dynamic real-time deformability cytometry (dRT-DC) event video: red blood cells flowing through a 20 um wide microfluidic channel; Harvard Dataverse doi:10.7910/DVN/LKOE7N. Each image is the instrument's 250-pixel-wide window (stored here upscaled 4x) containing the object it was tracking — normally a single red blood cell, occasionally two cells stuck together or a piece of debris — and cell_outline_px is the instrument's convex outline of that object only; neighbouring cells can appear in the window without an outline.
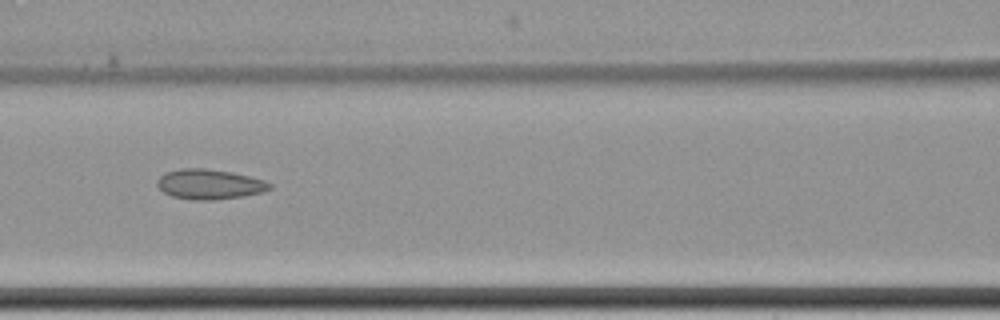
{"species": "common noctule bat (a hibernating species)", "species_latin": "Nyctalus noctula", "temperature_condition": "cold", "stored_images_in_passage": 9, "camera_frame_rate_fps": 3000, "um_per_image_px": 0.085, "animal": {"sex": "female", "body_mass_g": 22.7, "forearm_length_mm": 54.2}, "frame": {"image": 1, "passage_image": 8, "time_ms": 9.333, "image_size_px": [1000, 320], "cell_outline_px": [[272, 188], [264, 192], [244, 196], [212, 200], [196, 200], [172, 196], [164, 192], [156, 184], [156, 180], [164, 172], [180, 168], [204, 168], [232, 172], [264, 180], [272, 184]], "centroid_in_image_um": [17.8, 15.65], "position_along_channel_um": 148.8, "area_um2": 19.77}}
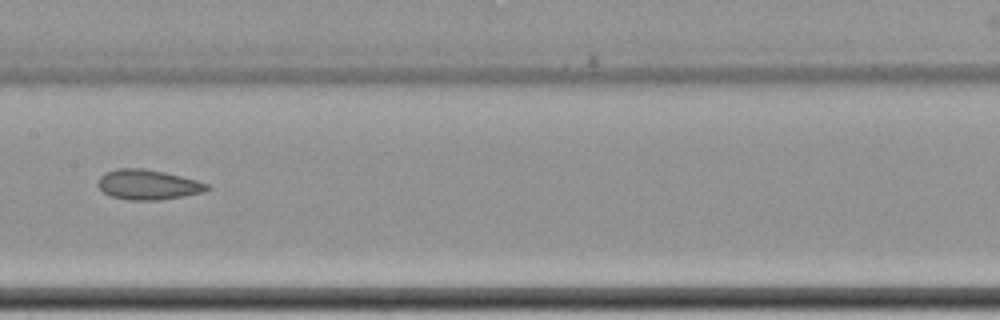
{"frame": {"image": 2, "passage_image": 9, "time_ms": 10.667, "image_size_px": [1000, 320], "cell_outline_px": [[212, 188], [204, 192], [184, 196], [160, 200], [128, 200], [112, 196], [104, 192], [96, 184], [100, 176], [104, 172], [116, 168], [144, 168], [164, 172], [196, 180], [208, 184]], "centroid_in_image_um": [12.57, 15.69], "position_along_channel_um": 194.8, "area_um2": 19.19}}